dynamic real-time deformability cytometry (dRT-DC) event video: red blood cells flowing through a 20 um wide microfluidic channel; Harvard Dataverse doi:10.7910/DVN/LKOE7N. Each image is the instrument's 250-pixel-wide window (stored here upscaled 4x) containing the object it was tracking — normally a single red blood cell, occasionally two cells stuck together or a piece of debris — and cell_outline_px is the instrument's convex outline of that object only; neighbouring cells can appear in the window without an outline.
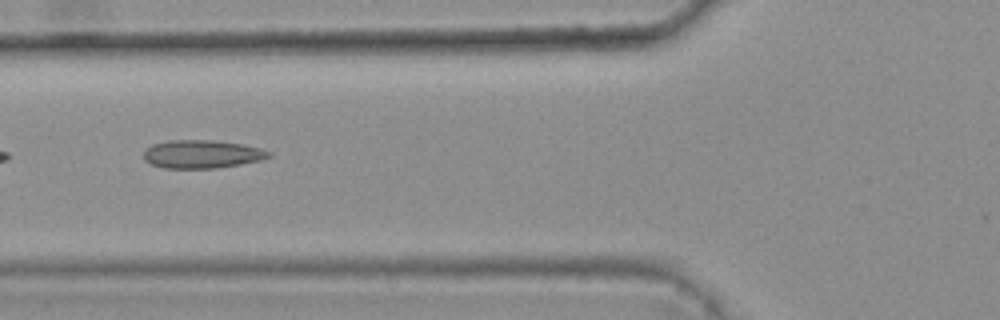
{"species": "common noctule bat (a hibernating species)", "species_latin": "Nyctalus noctula", "temperature_condition": "warm", "stored_images_in_passage": 8, "camera_frame_rate_fps": 3000, "um_per_image_px": 0.085, "animal": {"sex": "female", "body_mass_g": 25.1}, "frame": {"image": 1, "passage_image": 6, "time_ms": 1.667, "image_size_px": [1000, 320], "cell_outline_px": [[272, 156], [260, 160], [240, 164], [216, 168], [164, 168], [152, 164], [144, 160], [144, 152], [152, 144], [168, 140], [208, 140], [244, 144], [260, 148], [272, 152]], "centroid_in_image_um": [17.18, 13.1], "position_along_channel_um": 108.6, "area_um2": 20.52}}
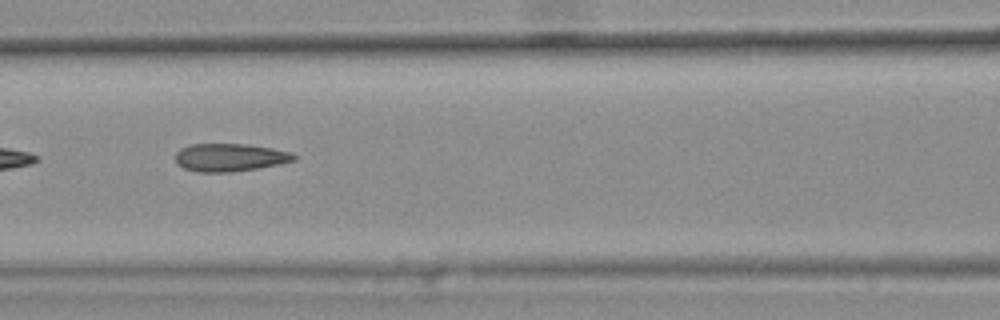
{"frame": {"image": 2, "passage_image": 7, "time_ms": 2.0, "image_size_px": [1000, 320], "cell_outline_px": [[296, 160], [280, 164], [232, 172], [200, 172], [184, 168], [176, 164], [176, 152], [180, 148], [188, 144], [244, 144], [272, 148], [292, 152], [296, 156]], "centroid_in_image_um": [19.53, 13.38], "position_along_channel_um": 147.1, "area_um2": 19.31}}